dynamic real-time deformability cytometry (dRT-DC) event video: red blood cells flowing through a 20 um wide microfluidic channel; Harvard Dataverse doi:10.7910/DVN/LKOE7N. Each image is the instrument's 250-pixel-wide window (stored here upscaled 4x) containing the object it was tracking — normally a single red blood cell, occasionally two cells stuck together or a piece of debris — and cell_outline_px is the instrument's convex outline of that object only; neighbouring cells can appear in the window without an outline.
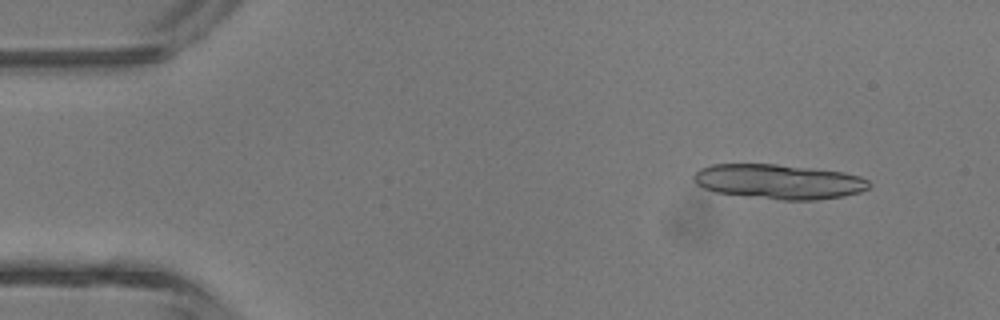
{"species": "common noctule bat (a hibernating species)", "species_latin": "Nyctalus noctula", "temperature_condition": "room temperature", "stored_images_in_passage": 4, "camera_frame_rate_fps": 3000, "um_per_image_px": 0.085, "animal": {"sex": "male", "body_mass_g": 13.3}, "frame": {"image": 1, "passage_image": 1, "time_ms": 0.0, "image_size_px": [1000, 320], "cell_outline_px": [[872, 184], [868, 188], [860, 192], [844, 196], [816, 200], [784, 200], [744, 196], [716, 192], [704, 188], [696, 184], [692, 176], [700, 168], [712, 164], [776, 164], [812, 168], [844, 172], [860, 176], [868, 180]], "centroid_in_image_um": [66.21, 15.44], "position_along_channel_um": 18.8, "area_um2": 35.66}}